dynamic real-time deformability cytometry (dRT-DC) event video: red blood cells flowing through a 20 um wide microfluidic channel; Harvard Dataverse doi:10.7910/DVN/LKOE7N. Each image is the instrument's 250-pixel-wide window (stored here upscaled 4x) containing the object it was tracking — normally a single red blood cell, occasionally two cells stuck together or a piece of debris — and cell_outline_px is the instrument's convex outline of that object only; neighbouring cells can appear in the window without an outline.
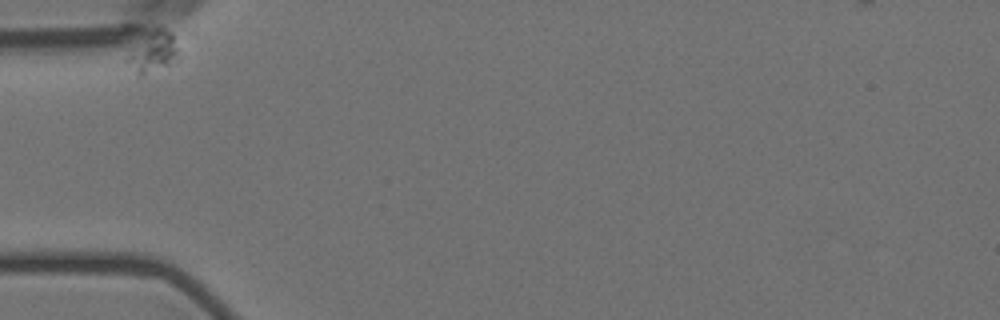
{"species": "Egyptian fruit bat (a non-hibernating species)", "species_latin": "Rousettus aegyptiacus", "temperature_condition": "room temperature", "stored_images_in_passage": 41, "camera_frame_rate_fps": 3000, "um_per_image_px": 0.085, "animal": {"sex": "female"}, "frame": {"image": 1, "passage_image": 1, "time_ms": 0.0, "image_size_px": [1000, 320], "cell_outline_px": [[180, 60], [140, 76], [124, 60], [148, 32], [160, 24], [168, 28], [172, 32], [180, 52]], "centroid_in_image_um": [13.11, 4.36], "position_along_channel_um": 71.9, "area_um2": 12.31}}
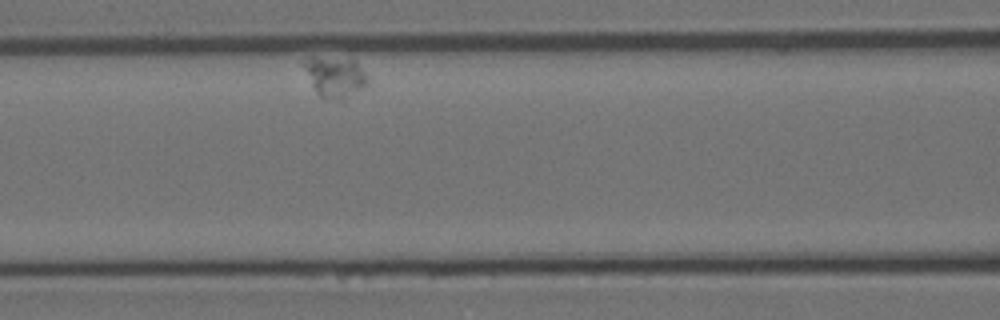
{"frame": {"image": 2, "passage_image": 12, "time_ms": 3.667, "image_size_px": [1000, 320], "cell_outline_px": [[368, 84], [364, 88], [340, 100], [324, 100], [312, 88], [300, 64], [312, 56], [356, 60], [368, 76]], "centroid_in_image_um": [28.44, 6.54], "position_along_channel_um": 138.2, "area_um2": 15.55}}
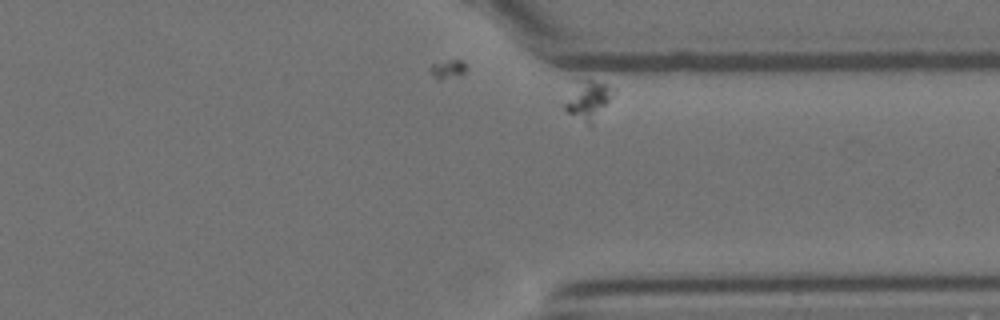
{"frame": {"image": 3, "passage_image": 41, "time_ms": 13.333, "image_size_px": [1000, 320], "cell_outline_px": [[612, 88], [608, 100], [592, 128], [568, 112], [564, 108], [564, 104], [572, 80], [592, 80], [608, 84]], "centroid_in_image_um": [49.9, 8.5], "position_along_channel_um": 361.5, "area_um2": 11.04}}